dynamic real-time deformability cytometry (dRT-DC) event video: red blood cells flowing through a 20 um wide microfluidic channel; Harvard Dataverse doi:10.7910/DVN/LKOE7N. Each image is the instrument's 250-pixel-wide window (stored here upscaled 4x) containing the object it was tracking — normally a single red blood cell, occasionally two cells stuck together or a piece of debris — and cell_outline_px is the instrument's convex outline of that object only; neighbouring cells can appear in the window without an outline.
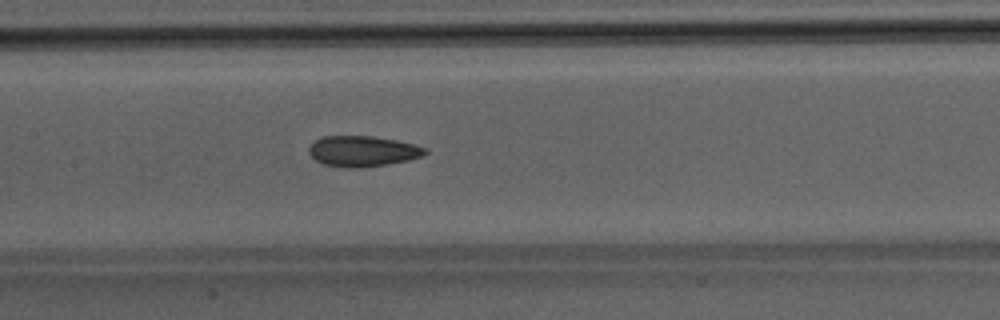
{"species": "Egyptian fruit bat (a non-hibernating species)", "species_latin": "Rousettus aegyptiacus", "temperature_condition": "room temperature", "stored_images_in_passage": 44, "camera_frame_rate_fps": 3000, "um_per_image_px": 0.085, "animal": {"sex": "male"}, "frame": {"image": 1, "passage_image": 23, "time_ms": 7.333, "image_size_px": [1000, 320], "cell_outline_px": [[428, 152], [420, 156], [408, 160], [388, 164], [360, 168], [344, 168], [320, 164], [308, 152], [308, 148], [316, 140], [324, 136], [372, 136], [396, 140], [428, 148]], "centroid_in_image_um": [30.8, 12.86], "position_along_channel_um": 176.6, "area_um2": 20.81}}
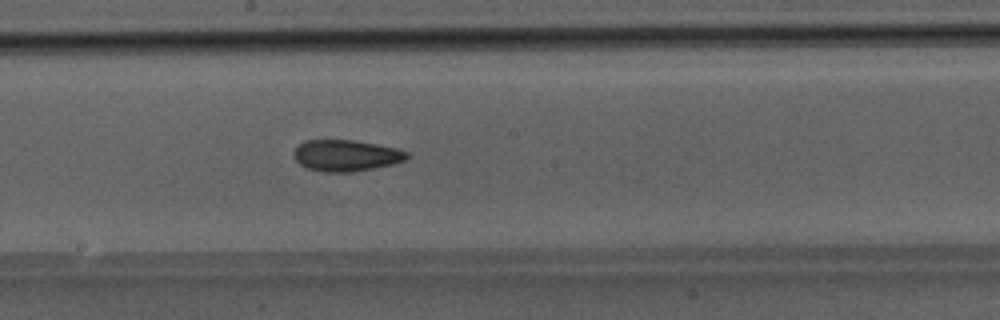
{"frame": {"image": 2, "passage_image": 26, "time_ms": 8.333, "image_size_px": [1000, 320], "cell_outline_px": [[408, 156], [404, 160], [392, 164], [352, 172], [324, 172], [308, 168], [300, 164], [296, 160], [292, 152], [296, 144], [304, 140], [352, 140], [376, 144], [396, 148], [408, 152]], "centroid_in_image_um": [29.35, 13.21], "position_along_channel_um": 218.8, "area_um2": 20.63}}
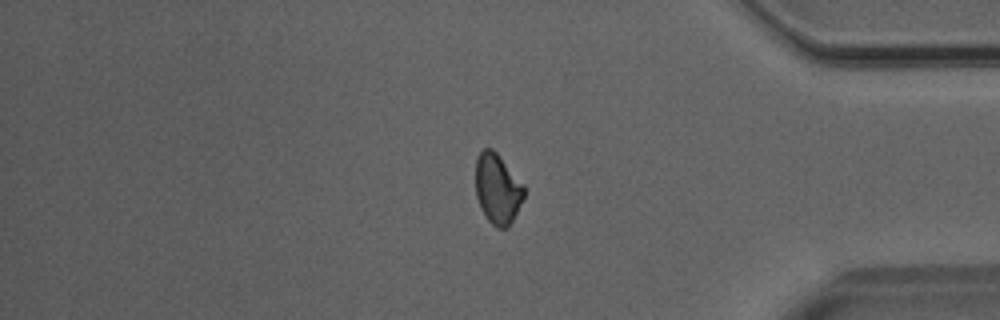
{"frame": {"image": 3, "passage_image": 40, "time_ms": 13.0, "image_size_px": [1000, 320], "cell_outline_px": [[524, 196], [508, 228], [496, 228], [488, 220], [480, 208], [476, 196], [476, 160], [480, 152], [484, 148], [492, 148], [496, 152], [524, 184]], "centroid_in_image_um": [42.28, 16.05], "position_along_channel_um": 392.9, "area_um2": 19.71}}